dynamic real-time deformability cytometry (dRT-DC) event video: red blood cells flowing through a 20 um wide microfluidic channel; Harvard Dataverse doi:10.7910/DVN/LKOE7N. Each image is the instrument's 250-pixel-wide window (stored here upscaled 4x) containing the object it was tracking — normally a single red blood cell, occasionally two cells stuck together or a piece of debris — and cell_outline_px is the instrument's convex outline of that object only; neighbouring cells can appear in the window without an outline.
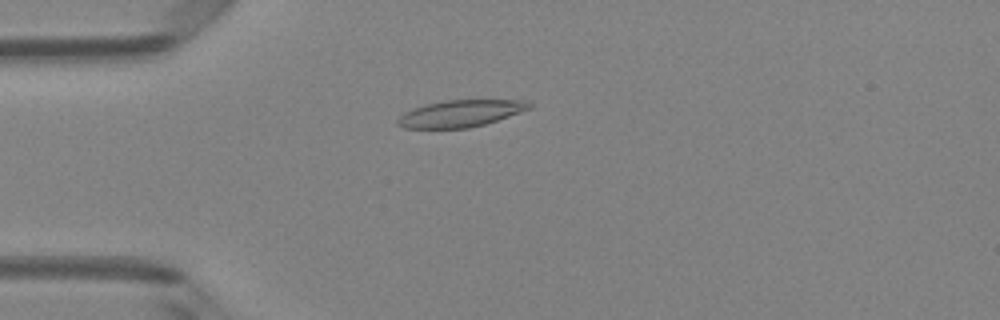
{"species": "Egyptian fruit bat (a non-hibernating species)", "species_latin": "Rousettus aegyptiacus", "temperature_condition": "room temperature", "stored_images_in_passage": 1, "camera_frame_rate_fps": 3000, "um_per_image_px": 0.085, "animal": {"sex": "female"}, "frame": {"image": 1, "passage_image": 1, "time_ms": 0.0, "image_size_px": [1000, 320], "cell_outline_px": [[532, 108], [484, 124], [468, 128], [404, 128], [396, 124], [396, 120], [404, 112], [428, 104], [448, 100], [524, 100], [532, 104]], "centroid_in_image_um": [39.14, 9.65], "position_along_channel_um": 45.9, "area_um2": 20.29}}